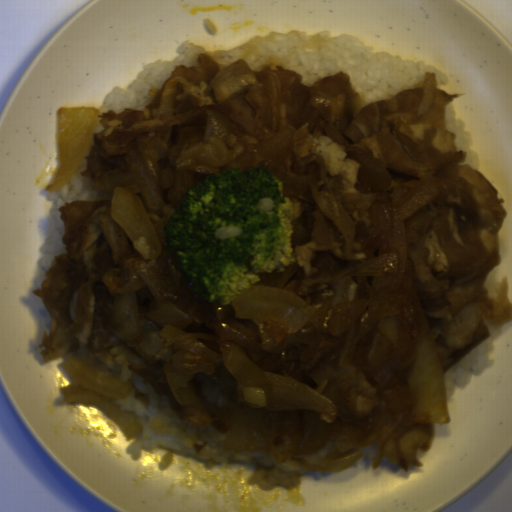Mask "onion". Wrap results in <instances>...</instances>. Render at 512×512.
I'll list each match as a JSON object with an SVG mask.
<instances>
[{
	"label": "onion",
	"mask_w": 512,
	"mask_h": 512,
	"mask_svg": "<svg viewBox=\"0 0 512 512\" xmlns=\"http://www.w3.org/2000/svg\"><path fill=\"white\" fill-rule=\"evenodd\" d=\"M100 113L99 108L58 107L57 146L60 162L54 179L45 189L57 191L73 179L99 127Z\"/></svg>",
	"instance_id": "onion-4"
},
{
	"label": "onion",
	"mask_w": 512,
	"mask_h": 512,
	"mask_svg": "<svg viewBox=\"0 0 512 512\" xmlns=\"http://www.w3.org/2000/svg\"><path fill=\"white\" fill-rule=\"evenodd\" d=\"M258 78L246 60H238L222 69L210 82L214 101L234 99L254 87Z\"/></svg>",
	"instance_id": "onion-8"
},
{
	"label": "onion",
	"mask_w": 512,
	"mask_h": 512,
	"mask_svg": "<svg viewBox=\"0 0 512 512\" xmlns=\"http://www.w3.org/2000/svg\"><path fill=\"white\" fill-rule=\"evenodd\" d=\"M159 335L172 346L171 358L164 364L163 371L177 403L181 406L194 404L197 400L192 384L194 374L216 366L221 354L174 325L163 326Z\"/></svg>",
	"instance_id": "onion-6"
},
{
	"label": "onion",
	"mask_w": 512,
	"mask_h": 512,
	"mask_svg": "<svg viewBox=\"0 0 512 512\" xmlns=\"http://www.w3.org/2000/svg\"><path fill=\"white\" fill-rule=\"evenodd\" d=\"M362 452L350 451L345 455L329 460L326 463H311L303 457H294L293 459L300 463L307 471L310 472H328L338 473L347 469L359 460Z\"/></svg>",
	"instance_id": "onion-10"
},
{
	"label": "onion",
	"mask_w": 512,
	"mask_h": 512,
	"mask_svg": "<svg viewBox=\"0 0 512 512\" xmlns=\"http://www.w3.org/2000/svg\"><path fill=\"white\" fill-rule=\"evenodd\" d=\"M225 368L235 378L238 399L272 411L316 410L329 416L335 405L317 390L290 377L263 371L236 346L226 354Z\"/></svg>",
	"instance_id": "onion-1"
},
{
	"label": "onion",
	"mask_w": 512,
	"mask_h": 512,
	"mask_svg": "<svg viewBox=\"0 0 512 512\" xmlns=\"http://www.w3.org/2000/svg\"><path fill=\"white\" fill-rule=\"evenodd\" d=\"M407 384L415 398L414 415L426 416L430 423H450L442 365L426 316L419 320L416 363L407 376Z\"/></svg>",
	"instance_id": "onion-3"
},
{
	"label": "onion",
	"mask_w": 512,
	"mask_h": 512,
	"mask_svg": "<svg viewBox=\"0 0 512 512\" xmlns=\"http://www.w3.org/2000/svg\"><path fill=\"white\" fill-rule=\"evenodd\" d=\"M230 302L234 307L235 317L247 318L256 323L274 321L291 333L304 329L314 313L302 298L273 286L253 284Z\"/></svg>",
	"instance_id": "onion-5"
},
{
	"label": "onion",
	"mask_w": 512,
	"mask_h": 512,
	"mask_svg": "<svg viewBox=\"0 0 512 512\" xmlns=\"http://www.w3.org/2000/svg\"><path fill=\"white\" fill-rule=\"evenodd\" d=\"M110 324L129 341L141 337L138 305L133 292H117L109 315Z\"/></svg>",
	"instance_id": "onion-9"
},
{
	"label": "onion",
	"mask_w": 512,
	"mask_h": 512,
	"mask_svg": "<svg viewBox=\"0 0 512 512\" xmlns=\"http://www.w3.org/2000/svg\"><path fill=\"white\" fill-rule=\"evenodd\" d=\"M59 366L74 383L82 386V391L67 394L66 403L87 402L100 408L128 441L144 431L133 415L122 411L116 404L132 392V383L101 367L87 355L70 358Z\"/></svg>",
	"instance_id": "onion-2"
},
{
	"label": "onion",
	"mask_w": 512,
	"mask_h": 512,
	"mask_svg": "<svg viewBox=\"0 0 512 512\" xmlns=\"http://www.w3.org/2000/svg\"><path fill=\"white\" fill-rule=\"evenodd\" d=\"M110 213L145 258L155 260L160 256L161 250L155 226L137 194L122 186L115 187Z\"/></svg>",
	"instance_id": "onion-7"
}]
</instances>
